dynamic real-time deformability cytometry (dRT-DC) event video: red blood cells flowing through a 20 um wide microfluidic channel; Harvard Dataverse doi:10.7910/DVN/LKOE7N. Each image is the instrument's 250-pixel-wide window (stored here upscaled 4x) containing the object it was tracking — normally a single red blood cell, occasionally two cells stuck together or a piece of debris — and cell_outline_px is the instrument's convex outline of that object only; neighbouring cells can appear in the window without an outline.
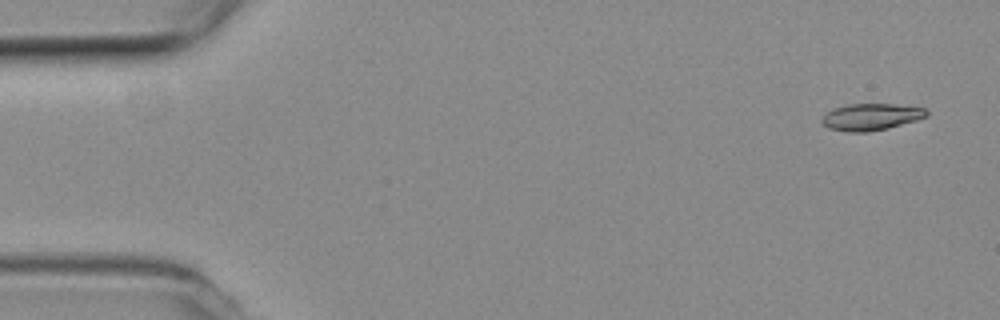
{"species": "common noctule bat (a hibernating species)", "species_latin": "Nyctalus noctula", "temperature_condition": "room temperature", "stored_images_in_passage": 5, "segment_of_instrument_passage": [1, 2], "camera_frame_rate_fps": 3000, "um_per_image_px": 0.085, "animal": {"sex": "female", "body_mass_g": 19.3, "forearm_length_mm": 54.1}, "frame": {"image": 1, "passage_image": 1, "time_ms": 0.0, "image_size_px": [1000, 320], "cell_outline_px": [[928, 116], [916, 120], [888, 128], [868, 132], [848, 132], [828, 128], [820, 120], [828, 112], [836, 108], [848, 104], [892, 104], [928, 108]], "centroid_in_image_um": [74.07, 9.94], "position_along_channel_um": 10.9, "area_um2": 16.24}}
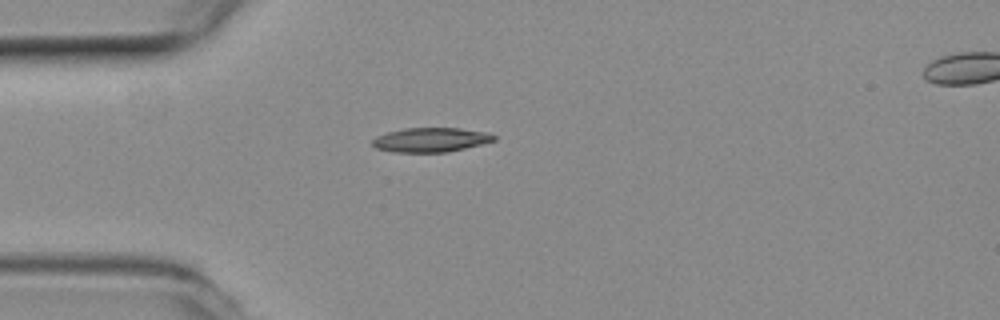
{"frame": {"image": 2, "passage_image": 4, "time_ms": 1.0, "image_size_px": [1000, 320], "cell_outline_px": [[496, 140], [448, 152], [392, 152], [376, 148], [372, 144], [372, 140], [376, 136], [388, 132], [404, 128], [460, 128], [488, 132], [496, 136]], "centroid_in_image_um": [36.61, 11.88], "position_along_channel_um": 48.4, "area_um2": 17.22}}